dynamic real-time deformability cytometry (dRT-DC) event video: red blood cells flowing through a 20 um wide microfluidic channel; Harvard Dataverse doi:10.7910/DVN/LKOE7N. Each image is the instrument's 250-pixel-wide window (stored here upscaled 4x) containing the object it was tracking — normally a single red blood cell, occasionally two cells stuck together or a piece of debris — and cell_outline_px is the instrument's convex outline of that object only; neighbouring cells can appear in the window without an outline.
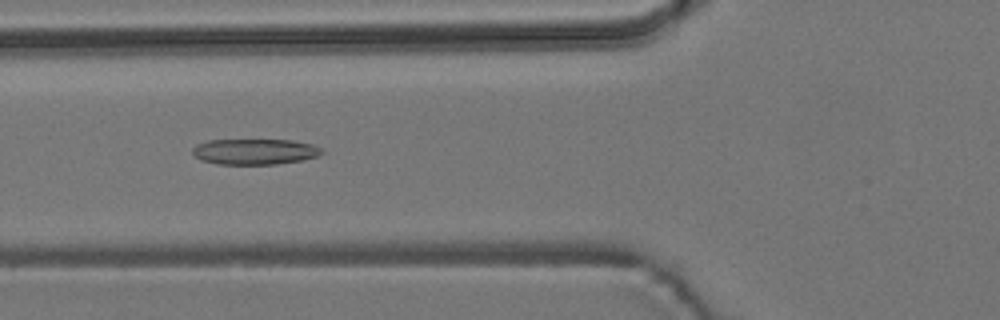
{"species": "common noctule bat (a hibernating species)", "species_latin": "Nyctalus noctula", "temperature_condition": "room temperature", "stored_images_in_passage": 6, "camera_frame_rate_fps": 3000, "um_per_image_px": 0.085, "animal": {"sex": "male", "body_mass_g": 19.2, "forearm_length_mm": 51.8}, "frame": {"image": 1, "passage_image": 6, "time_ms": 5.667, "image_size_px": [1000, 320], "cell_outline_px": [[324, 152], [316, 156], [304, 160], [276, 164], [216, 164], [200, 160], [192, 152], [192, 148], [196, 144], [208, 140], [292, 140], [312, 144], [324, 148]], "centroid_in_image_um": [21.66, 12.89], "position_along_channel_um": 104.1, "area_um2": 19.54}}